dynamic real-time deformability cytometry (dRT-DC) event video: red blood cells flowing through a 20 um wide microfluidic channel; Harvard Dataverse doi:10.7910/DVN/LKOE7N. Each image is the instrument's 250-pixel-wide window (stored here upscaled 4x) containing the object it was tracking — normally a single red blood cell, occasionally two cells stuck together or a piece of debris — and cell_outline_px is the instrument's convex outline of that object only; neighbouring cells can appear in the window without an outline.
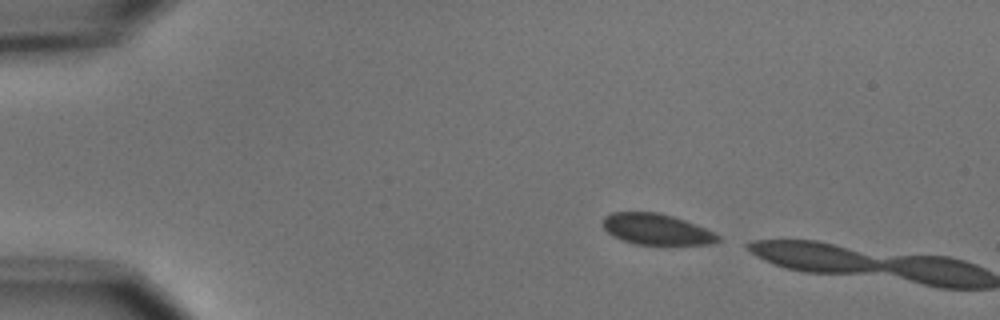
{"species": "common noctule bat (a hibernating species)", "species_latin": "Nyctalus noctula", "temperature_condition": "cold", "stored_images_in_passage": 2, "camera_frame_rate_fps": 3000, "um_per_image_px": 0.085, "animal": {"sex": "male", "body_mass_g": 15.6}, "frame": {"image": 1, "passage_image": 1, "time_ms": 0.0, "image_size_px": [1000, 320], "cell_outline_px": [[720, 240], [712, 244], [636, 244], [612, 236], [600, 224], [600, 220], [604, 216], [612, 212], [656, 212], [672, 216], [684, 220], [704, 228], [720, 236]], "centroid_in_image_um": [55.73, 19.48], "position_along_channel_um": 29.3, "area_um2": 20.63}}